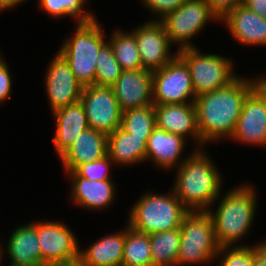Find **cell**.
I'll return each instance as SVG.
<instances>
[{
	"instance_id": "6da1fadb",
	"label": "cell",
	"mask_w": 266,
	"mask_h": 266,
	"mask_svg": "<svg viewBox=\"0 0 266 266\" xmlns=\"http://www.w3.org/2000/svg\"><path fill=\"white\" fill-rule=\"evenodd\" d=\"M251 90V79L239 75L230 85L196 97L197 128L205 145L220 138H231Z\"/></svg>"
},
{
	"instance_id": "7a4b0ae2",
	"label": "cell",
	"mask_w": 266,
	"mask_h": 266,
	"mask_svg": "<svg viewBox=\"0 0 266 266\" xmlns=\"http://www.w3.org/2000/svg\"><path fill=\"white\" fill-rule=\"evenodd\" d=\"M204 151L205 149L194 150L177 167L172 188L190 212L209 211L222 190V176Z\"/></svg>"
},
{
	"instance_id": "3957f363",
	"label": "cell",
	"mask_w": 266,
	"mask_h": 266,
	"mask_svg": "<svg viewBox=\"0 0 266 266\" xmlns=\"http://www.w3.org/2000/svg\"><path fill=\"white\" fill-rule=\"evenodd\" d=\"M255 189L250 185H239L223 195L215 212L207 211L212 217L218 245L235 246L248 233L257 209ZM234 244V245H233Z\"/></svg>"
},
{
	"instance_id": "277c9868",
	"label": "cell",
	"mask_w": 266,
	"mask_h": 266,
	"mask_svg": "<svg viewBox=\"0 0 266 266\" xmlns=\"http://www.w3.org/2000/svg\"><path fill=\"white\" fill-rule=\"evenodd\" d=\"M138 200L130 210L127 223L131 229L147 235L180 228L190 212L173 189L165 195L145 193Z\"/></svg>"
},
{
	"instance_id": "5b68a950",
	"label": "cell",
	"mask_w": 266,
	"mask_h": 266,
	"mask_svg": "<svg viewBox=\"0 0 266 266\" xmlns=\"http://www.w3.org/2000/svg\"><path fill=\"white\" fill-rule=\"evenodd\" d=\"M104 29L97 19L85 23H77L72 37L64 40L59 53L69 63L77 81L83 86L95 84L97 55L106 42Z\"/></svg>"
},
{
	"instance_id": "8992f818",
	"label": "cell",
	"mask_w": 266,
	"mask_h": 266,
	"mask_svg": "<svg viewBox=\"0 0 266 266\" xmlns=\"http://www.w3.org/2000/svg\"><path fill=\"white\" fill-rule=\"evenodd\" d=\"M181 242L177 257L178 265L204 264L213 261L220 249L212 217L207 211H191L180 227Z\"/></svg>"
},
{
	"instance_id": "52a82bcc",
	"label": "cell",
	"mask_w": 266,
	"mask_h": 266,
	"mask_svg": "<svg viewBox=\"0 0 266 266\" xmlns=\"http://www.w3.org/2000/svg\"><path fill=\"white\" fill-rule=\"evenodd\" d=\"M176 52L189 68L195 97L224 88L239 77L233 72L230 58L219 54H202L196 47Z\"/></svg>"
},
{
	"instance_id": "ba28073f",
	"label": "cell",
	"mask_w": 266,
	"mask_h": 266,
	"mask_svg": "<svg viewBox=\"0 0 266 266\" xmlns=\"http://www.w3.org/2000/svg\"><path fill=\"white\" fill-rule=\"evenodd\" d=\"M220 21L204 0H187L176 11L159 21L163 24L171 44H179L177 51L195 48L191 39L202 31L209 20Z\"/></svg>"
},
{
	"instance_id": "9c48e42d",
	"label": "cell",
	"mask_w": 266,
	"mask_h": 266,
	"mask_svg": "<svg viewBox=\"0 0 266 266\" xmlns=\"http://www.w3.org/2000/svg\"><path fill=\"white\" fill-rule=\"evenodd\" d=\"M152 77L154 105L194 103L196 97L190 71L178 55L164 67L153 71Z\"/></svg>"
},
{
	"instance_id": "30bf717a",
	"label": "cell",
	"mask_w": 266,
	"mask_h": 266,
	"mask_svg": "<svg viewBox=\"0 0 266 266\" xmlns=\"http://www.w3.org/2000/svg\"><path fill=\"white\" fill-rule=\"evenodd\" d=\"M89 128L111 134L121 127L122 111L109 86L90 85L83 87L80 97Z\"/></svg>"
},
{
	"instance_id": "8fae6325",
	"label": "cell",
	"mask_w": 266,
	"mask_h": 266,
	"mask_svg": "<svg viewBox=\"0 0 266 266\" xmlns=\"http://www.w3.org/2000/svg\"><path fill=\"white\" fill-rule=\"evenodd\" d=\"M37 237L43 266L78 262L79 250L74 233L58 221L37 222Z\"/></svg>"
},
{
	"instance_id": "7c38bea8",
	"label": "cell",
	"mask_w": 266,
	"mask_h": 266,
	"mask_svg": "<svg viewBox=\"0 0 266 266\" xmlns=\"http://www.w3.org/2000/svg\"><path fill=\"white\" fill-rule=\"evenodd\" d=\"M135 35L142 68L155 71L172 61L178 53H170V39L159 20H149L131 31Z\"/></svg>"
},
{
	"instance_id": "4fadbf2b",
	"label": "cell",
	"mask_w": 266,
	"mask_h": 266,
	"mask_svg": "<svg viewBox=\"0 0 266 266\" xmlns=\"http://www.w3.org/2000/svg\"><path fill=\"white\" fill-rule=\"evenodd\" d=\"M46 72V92L54 112L80 101L83 86L77 81L69 63L57 52Z\"/></svg>"
},
{
	"instance_id": "5bb4252c",
	"label": "cell",
	"mask_w": 266,
	"mask_h": 266,
	"mask_svg": "<svg viewBox=\"0 0 266 266\" xmlns=\"http://www.w3.org/2000/svg\"><path fill=\"white\" fill-rule=\"evenodd\" d=\"M152 74L144 68L122 71L111 86L122 112L153 104Z\"/></svg>"
},
{
	"instance_id": "9a60e30c",
	"label": "cell",
	"mask_w": 266,
	"mask_h": 266,
	"mask_svg": "<svg viewBox=\"0 0 266 266\" xmlns=\"http://www.w3.org/2000/svg\"><path fill=\"white\" fill-rule=\"evenodd\" d=\"M232 139L239 143L266 146V106L253 89L245 98Z\"/></svg>"
},
{
	"instance_id": "2e32d148",
	"label": "cell",
	"mask_w": 266,
	"mask_h": 266,
	"mask_svg": "<svg viewBox=\"0 0 266 266\" xmlns=\"http://www.w3.org/2000/svg\"><path fill=\"white\" fill-rule=\"evenodd\" d=\"M156 127L186 139L191 136L201 149L205 144L197 128L194 103L154 105Z\"/></svg>"
},
{
	"instance_id": "e0dca14e",
	"label": "cell",
	"mask_w": 266,
	"mask_h": 266,
	"mask_svg": "<svg viewBox=\"0 0 266 266\" xmlns=\"http://www.w3.org/2000/svg\"><path fill=\"white\" fill-rule=\"evenodd\" d=\"M108 135L92 128L81 132L69 149L60 157L66 172L107 156Z\"/></svg>"
},
{
	"instance_id": "ac0fdd59",
	"label": "cell",
	"mask_w": 266,
	"mask_h": 266,
	"mask_svg": "<svg viewBox=\"0 0 266 266\" xmlns=\"http://www.w3.org/2000/svg\"><path fill=\"white\" fill-rule=\"evenodd\" d=\"M227 24L230 33L243 45H266V18L240 4L229 11L220 22Z\"/></svg>"
},
{
	"instance_id": "d6986e66",
	"label": "cell",
	"mask_w": 266,
	"mask_h": 266,
	"mask_svg": "<svg viewBox=\"0 0 266 266\" xmlns=\"http://www.w3.org/2000/svg\"><path fill=\"white\" fill-rule=\"evenodd\" d=\"M52 114L56 123V134L53 136V142L59 157H61L79 134L89 128V125L80 101L58 109Z\"/></svg>"
},
{
	"instance_id": "ffe728a7",
	"label": "cell",
	"mask_w": 266,
	"mask_h": 266,
	"mask_svg": "<svg viewBox=\"0 0 266 266\" xmlns=\"http://www.w3.org/2000/svg\"><path fill=\"white\" fill-rule=\"evenodd\" d=\"M9 266H43L37 237V222L17 226L7 244Z\"/></svg>"
},
{
	"instance_id": "44dd1931",
	"label": "cell",
	"mask_w": 266,
	"mask_h": 266,
	"mask_svg": "<svg viewBox=\"0 0 266 266\" xmlns=\"http://www.w3.org/2000/svg\"><path fill=\"white\" fill-rule=\"evenodd\" d=\"M185 140L181 136L155 127L146 143V161L151 159L159 168L166 170L177 167L186 158H181L187 143Z\"/></svg>"
},
{
	"instance_id": "7402d4cb",
	"label": "cell",
	"mask_w": 266,
	"mask_h": 266,
	"mask_svg": "<svg viewBox=\"0 0 266 266\" xmlns=\"http://www.w3.org/2000/svg\"><path fill=\"white\" fill-rule=\"evenodd\" d=\"M70 197L74 204L95 211L111 205L115 196V185L110 180L95 181L84 177H71Z\"/></svg>"
},
{
	"instance_id": "603a6c76",
	"label": "cell",
	"mask_w": 266,
	"mask_h": 266,
	"mask_svg": "<svg viewBox=\"0 0 266 266\" xmlns=\"http://www.w3.org/2000/svg\"><path fill=\"white\" fill-rule=\"evenodd\" d=\"M125 230L102 237L86 250H79L83 266H122Z\"/></svg>"
},
{
	"instance_id": "cb8c5ba5",
	"label": "cell",
	"mask_w": 266,
	"mask_h": 266,
	"mask_svg": "<svg viewBox=\"0 0 266 266\" xmlns=\"http://www.w3.org/2000/svg\"><path fill=\"white\" fill-rule=\"evenodd\" d=\"M148 138L133 136L120 127L108 135V156L114 164L122 166L145 162Z\"/></svg>"
},
{
	"instance_id": "d4e9b609",
	"label": "cell",
	"mask_w": 266,
	"mask_h": 266,
	"mask_svg": "<svg viewBox=\"0 0 266 266\" xmlns=\"http://www.w3.org/2000/svg\"><path fill=\"white\" fill-rule=\"evenodd\" d=\"M153 266H176L180 249V228L149 235Z\"/></svg>"
},
{
	"instance_id": "484cf974",
	"label": "cell",
	"mask_w": 266,
	"mask_h": 266,
	"mask_svg": "<svg viewBox=\"0 0 266 266\" xmlns=\"http://www.w3.org/2000/svg\"><path fill=\"white\" fill-rule=\"evenodd\" d=\"M122 266H153L149 235L125 229Z\"/></svg>"
},
{
	"instance_id": "4316f807",
	"label": "cell",
	"mask_w": 266,
	"mask_h": 266,
	"mask_svg": "<svg viewBox=\"0 0 266 266\" xmlns=\"http://www.w3.org/2000/svg\"><path fill=\"white\" fill-rule=\"evenodd\" d=\"M109 44L114 56L122 70H137L142 68L135 35L122 30H116L111 34Z\"/></svg>"
},
{
	"instance_id": "83f0119b",
	"label": "cell",
	"mask_w": 266,
	"mask_h": 266,
	"mask_svg": "<svg viewBox=\"0 0 266 266\" xmlns=\"http://www.w3.org/2000/svg\"><path fill=\"white\" fill-rule=\"evenodd\" d=\"M156 127L154 104L122 112L121 128L136 137H150Z\"/></svg>"
},
{
	"instance_id": "f1b7e54d",
	"label": "cell",
	"mask_w": 266,
	"mask_h": 266,
	"mask_svg": "<svg viewBox=\"0 0 266 266\" xmlns=\"http://www.w3.org/2000/svg\"><path fill=\"white\" fill-rule=\"evenodd\" d=\"M96 60L97 65L94 85L111 87L123 70L118 64L109 42L106 41L101 46Z\"/></svg>"
},
{
	"instance_id": "f546056e",
	"label": "cell",
	"mask_w": 266,
	"mask_h": 266,
	"mask_svg": "<svg viewBox=\"0 0 266 266\" xmlns=\"http://www.w3.org/2000/svg\"><path fill=\"white\" fill-rule=\"evenodd\" d=\"M221 254L223 256H221L219 266H254L253 246L250 247L243 244L234 247L221 246L216 258Z\"/></svg>"
},
{
	"instance_id": "4dcf8cb0",
	"label": "cell",
	"mask_w": 266,
	"mask_h": 266,
	"mask_svg": "<svg viewBox=\"0 0 266 266\" xmlns=\"http://www.w3.org/2000/svg\"><path fill=\"white\" fill-rule=\"evenodd\" d=\"M113 161L109 156L102 159L87 162L78 166L73 172H66L70 177H84L89 180H110L109 169Z\"/></svg>"
},
{
	"instance_id": "1f68e13d",
	"label": "cell",
	"mask_w": 266,
	"mask_h": 266,
	"mask_svg": "<svg viewBox=\"0 0 266 266\" xmlns=\"http://www.w3.org/2000/svg\"><path fill=\"white\" fill-rule=\"evenodd\" d=\"M88 0H62L63 17L71 16L76 19L75 23H85L95 20L96 17L83 9ZM85 11V12H84Z\"/></svg>"
},
{
	"instance_id": "d6a6232c",
	"label": "cell",
	"mask_w": 266,
	"mask_h": 266,
	"mask_svg": "<svg viewBox=\"0 0 266 266\" xmlns=\"http://www.w3.org/2000/svg\"><path fill=\"white\" fill-rule=\"evenodd\" d=\"M143 5L149 8L148 11H151L153 15H160L162 19L165 15L170 12L176 11L182 4H184L187 0H141Z\"/></svg>"
},
{
	"instance_id": "836d02e7",
	"label": "cell",
	"mask_w": 266,
	"mask_h": 266,
	"mask_svg": "<svg viewBox=\"0 0 266 266\" xmlns=\"http://www.w3.org/2000/svg\"><path fill=\"white\" fill-rule=\"evenodd\" d=\"M12 81L10 71L5 60L0 58V103L10 98Z\"/></svg>"
},
{
	"instance_id": "e575fe53",
	"label": "cell",
	"mask_w": 266,
	"mask_h": 266,
	"mask_svg": "<svg viewBox=\"0 0 266 266\" xmlns=\"http://www.w3.org/2000/svg\"><path fill=\"white\" fill-rule=\"evenodd\" d=\"M221 20L229 11L242 4L243 0H204Z\"/></svg>"
},
{
	"instance_id": "d590c367",
	"label": "cell",
	"mask_w": 266,
	"mask_h": 266,
	"mask_svg": "<svg viewBox=\"0 0 266 266\" xmlns=\"http://www.w3.org/2000/svg\"><path fill=\"white\" fill-rule=\"evenodd\" d=\"M39 7L54 18L63 17L62 0H38Z\"/></svg>"
},
{
	"instance_id": "8d00e7d4",
	"label": "cell",
	"mask_w": 266,
	"mask_h": 266,
	"mask_svg": "<svg viewBox=\"0 0 266 266\" xmlns=\"http://www.w3.org/2000/svg\"><path fill=\"white\" fill-rule=\"evenodd\" d=\"M242 5L259 16L266 18V0H243Z\"/></svg>"
},
{
	"instance_id": "74e56055",
	"label": "cell",
	"mask_w": 266,
	"mask_h": 266,
	"mask_svg": "<svg viewBox=\"0 0 266 266\" xmlns=\"http://www.w3.org/2000/svg\"><path fill=\"white\" fill-rule=\"evenodd\" d=\"M254 266H266V241L254 246Z\"/></svg>"
},
{
	"instance_id": "f35d334b",
	"label": "cell",
	"mask_w": 266,
	"mask_h": 266,
	"mask_svg": "<svg viewBox=\"0 0 266 266\" xmlns=\"http://www.w3.org/2000/svg\"><path fill=\"white\" fill-rule=\"evenodd\" d=\"M251 79L252 89L259 95L266 106V78Z\"/></svg>"
},
{
	"instance_id": "ab89813d",
	"label": "cell",
	"mask_w": 266,
	"mask_h": 266,
	"mask_svg": "<svg viewBox=\"0 0 266 266\" xmlns=\"http://www.w3.org/2000/svg\"><path fill=\"white\" fill-rule=\"evenodd\" d=\"M26 0H0V11L15 7Z\"/></svg>"
},
{
	"instance_id": "60d3db41",
	"label": "cell",
	"mask_w": 266,
	"mask_h": 266,
	"mask_svg": "<svg viewBox=\"0 0 266 266\" xmlns=\"http://www.w3.org/2000/svg\"><path fill=\"white\" fill-rule=\"evenodd\" d=\"M46 266H83L79 261L71 264H63V265H46Z\"/></svg>"
},
{
	"instance_id": "b9f144b4",
	"label": "cell",
	"mask_w": 266,
	"mask_h": 266,
	"mask_svg": "<svg viewBox=\"0 0 266 266\" xmlns=\"http://www.w3.org/2000/svg\"><path fill=\"white\" fill-rule=\"evenodd\" d=\"M0 243H1V242H0ZM2 253H3V251H2V248H1V244H0V262H2V261H1V260H2L1 257L3 256ZM0 265H1V263H0Z\"/></svg>"
}]
</instances>
